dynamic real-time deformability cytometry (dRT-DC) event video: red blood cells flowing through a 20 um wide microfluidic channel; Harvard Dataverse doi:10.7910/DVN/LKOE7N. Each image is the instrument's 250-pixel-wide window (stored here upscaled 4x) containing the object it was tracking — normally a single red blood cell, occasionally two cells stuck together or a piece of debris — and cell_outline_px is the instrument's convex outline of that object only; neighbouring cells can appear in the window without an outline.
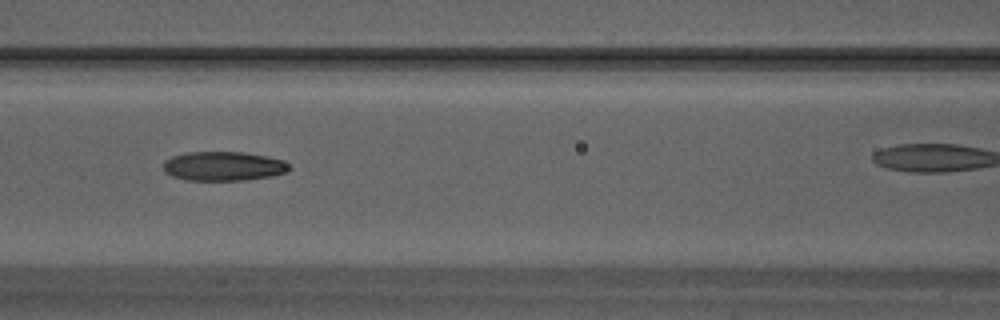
{"species": "Egyptian fruit bat (a non-hibernating species)", "species_latin": "Rousettus aegyptiacus", "temperature_condition": "warm", "stored_images_in_passage": 33, "camera_frame_rate_fps": 3000, "um_per_image_px": 0.085, "animal": {"sex": "male"}, "frame": {"image": 1, "passage_image": 15, "time_ms": 4.667, "image_size_px": [1000, 320], "cell_outline_px": [[288, 168], [284, 172], [272, 176], [240, 180], [188, 180], [172, 176], [164, 172], [164, 160], [172, 156], [184, 152], [244, 152], [284, 160], [288, 164]], "centroid_in_image_um": [18.93, 14.11], "position_along_channel_um": 147.7, "area_um2": 21.27}}